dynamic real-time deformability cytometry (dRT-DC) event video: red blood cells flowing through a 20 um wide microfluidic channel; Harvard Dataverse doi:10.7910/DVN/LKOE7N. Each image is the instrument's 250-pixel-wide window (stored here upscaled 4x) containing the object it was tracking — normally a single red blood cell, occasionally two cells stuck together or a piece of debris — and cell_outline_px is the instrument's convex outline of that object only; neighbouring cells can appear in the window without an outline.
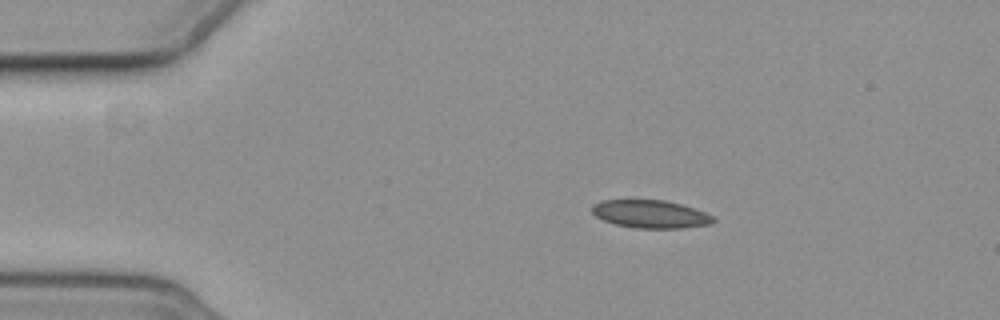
{"species": "common noctule bat (a hibernating species)", "species_latin": "Nyctalus noctula", "temperature_condition": "cold", "stored_images_in_passage": 3, "camera_frame_rate_fps": 3000, "um_per_image_px": 0.085, "animal": {"sex": "female", "body_mass_g": 19.3, "forearm_length_mm": 54.1}, "frame": {"image": 1, "passage_image": 2, "time_ms": 1.333, "image_size_px": [1000, 320], "cell_outline_px": [[716, 220], [712, 224], [684, 228], [636, 228], [612, 224], [596, 216], [592, 212], [592, 204], [600, 200], [664, 200], [680, 204], [704, 212], [712, 216]], "centroid_in_image_um": [55.27, 18.2], "position_along_channel_um": 29.7, "area_um2": 19.77}}